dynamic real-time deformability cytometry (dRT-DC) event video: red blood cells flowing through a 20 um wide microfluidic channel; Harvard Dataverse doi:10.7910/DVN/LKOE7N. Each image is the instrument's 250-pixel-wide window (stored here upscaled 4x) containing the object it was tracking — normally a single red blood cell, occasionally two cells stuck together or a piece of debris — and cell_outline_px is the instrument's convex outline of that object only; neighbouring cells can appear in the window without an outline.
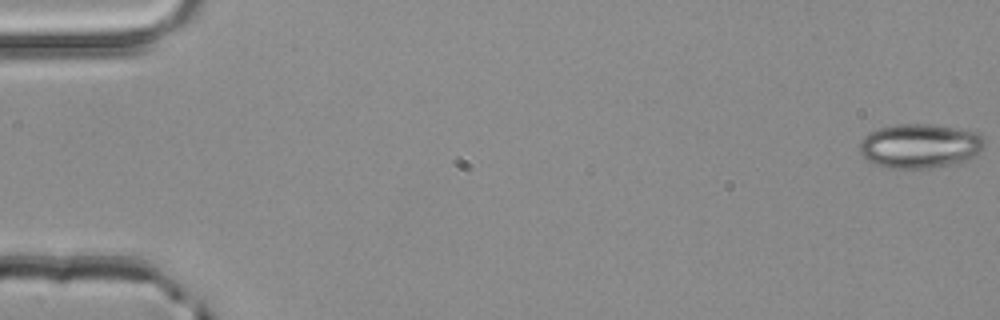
{"species": "common noctule bat (a hibernating species)", "species_latin": "Nyctalus noctula", "temperature_condition": "room temperature", "stored_images_in_passage": 53, "camera_frame_rate_fps": 3000, "um_per_image_px": 0.085, "animal": {"sex": "male", "body_mass_g": 20.4}, "frame": {"image": 1, "passage_image": 1, "time_ms": 0.0, "image_size_px": [1000, 320], "cell_outline_px": [[984, 148], [976, 156], [968, 160], [956, 164], [924, 168], [884, 168], [868, 160], [860, 152], [860, 144], [864, 136], [868, 132], [880, 128], [896, 124], [932, 124], [956, 128], [976, 132], [984, 140]], "centroid_in_image_um": [78.21, 12.41], "position_along_channel_um": 6.8, "area_um2": 32.37}}
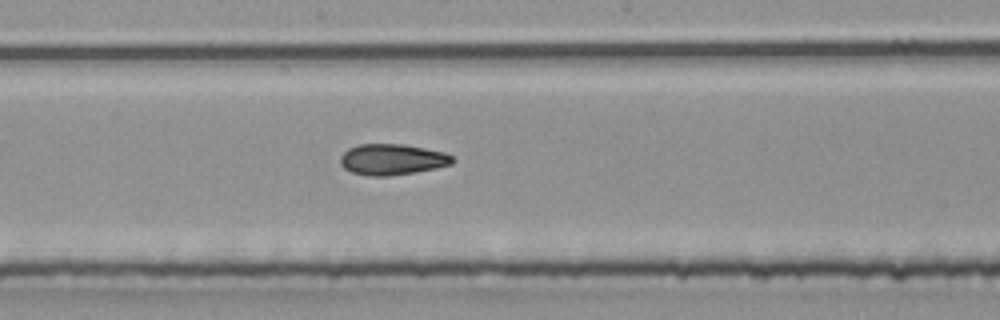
{"frame": {"image": 2, "passage_image": 29, "time_ms": 9.333, "image_size_px": [1000, 320], "cell_outline_px": [[456, 160], [452, 164], [436, 168], [416, 172], [388, 176], [368, 176], [352, 172], [344, 168], [340, 164], [340, 156], [348, 148], [360, 144], [404, 144], [444, 152], [452, 156]], "centroid_in_image_um": [33.34, 13.55], "position_along_channel_um": 214.9, "area_um2": 20.35}}
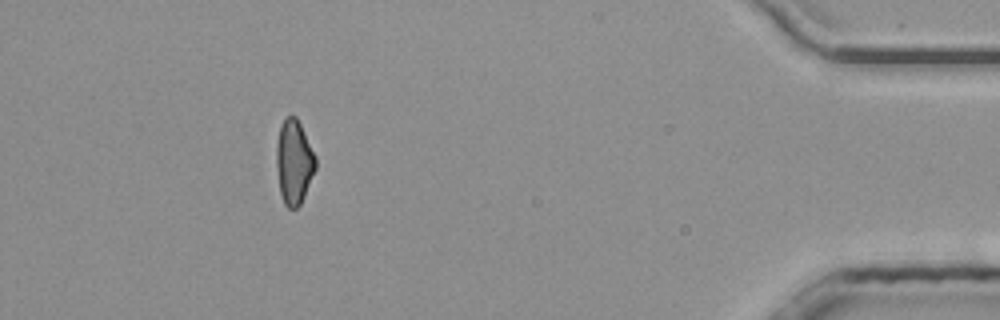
{"frame": {"image": 3, "passage_image": 48, "time_ms": 15.667, "image_size_px": [1000, 320], "cell_outline_px": [[316, 168], [304, 196], [300, 204], [296, 208], [288, 208], [284, 204], [280, 192], [276, 168], [276, 144], [280, 128], [284, 120], [288, 116], [296, 116], [316, 156]], "centroid_in_image_um": [24.98, 13.79], "position_along_channel_um": 410.2, "area_um2": 19.13}, "authors_computed_cell_mechanics": {"area_um2": 20.3456, "velocity_mm_per_s": 4.0465, "shape_relaxation_time_tau1_ms": 9.3867, "shape_relaxation_time_tau2_ms": 5.9777, "deformation_change_tau1": 0.2008, "deformation_change_tau2": 0.1372}}